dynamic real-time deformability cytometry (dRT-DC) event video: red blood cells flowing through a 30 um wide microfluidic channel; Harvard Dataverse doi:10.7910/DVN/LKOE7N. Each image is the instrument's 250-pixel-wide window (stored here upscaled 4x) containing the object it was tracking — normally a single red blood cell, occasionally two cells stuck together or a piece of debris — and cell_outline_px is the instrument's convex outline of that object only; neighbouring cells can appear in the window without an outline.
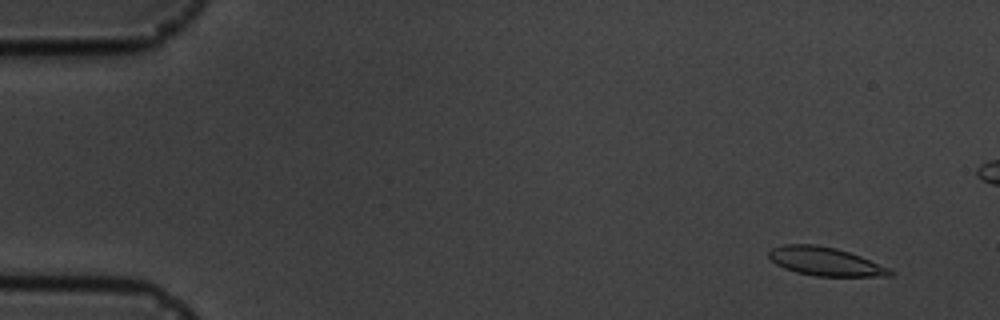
{"species": "common noctule bat (a hibernating species)", "species_latin": "Nyctalus noctula", "temperature_condition": "cold", "stored_images_in_passage": 6, "camera_frame_rate_fps": 3000, "um_per_image_px": 0.085, "animal": {"sex": "male", "body_mass_g": 19.5, "forearm_length_mm": 54.6}, "frame": {"image": 1, "passage_image": 1, "time_ms": 0.0, "image_size_px": [1000, 320], "cell_outline_px": [[896, 272], [892, 276], [816, 276], [796, 272], [784, 268], [776, 264], [768, 256], [768, 252], [772, 248], [784, 244], [816, 244], [836, 248], [860, 256], [888, 268]], "centroid_in_image_um": [70.13, 22.22], "position_along_channel_um": 14.9, "area_um2": 20.06}}
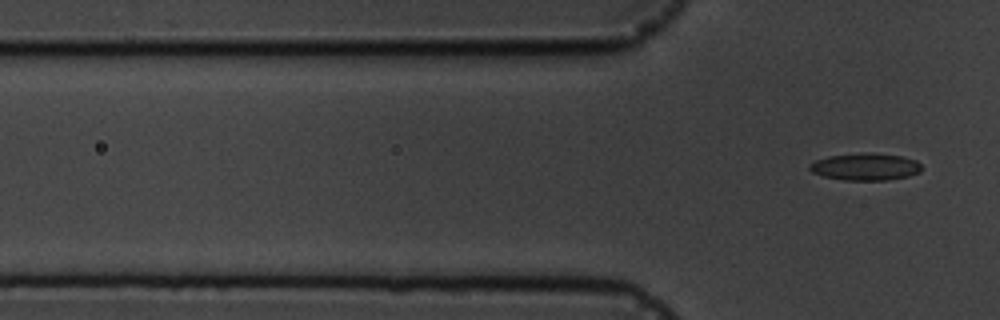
{"frame": {"image": 2, "passage_image": 6, "time_ms": 6.667, "image_size_px": [1000, 320], "cell_outline_px": [[920, 172], [908, 176], [888, 180], [844, 180], [824, 176], [812, 172], [808, 168], [808, 164], [816, 160], [828, 156], [860, 152], [864, 152], [900, 156], [916, 160], [920, 164]], "centroid_in_image_um": [73.52, 14.17], "position_along_channel_um": 52.3, "area_um2": 17.69}}